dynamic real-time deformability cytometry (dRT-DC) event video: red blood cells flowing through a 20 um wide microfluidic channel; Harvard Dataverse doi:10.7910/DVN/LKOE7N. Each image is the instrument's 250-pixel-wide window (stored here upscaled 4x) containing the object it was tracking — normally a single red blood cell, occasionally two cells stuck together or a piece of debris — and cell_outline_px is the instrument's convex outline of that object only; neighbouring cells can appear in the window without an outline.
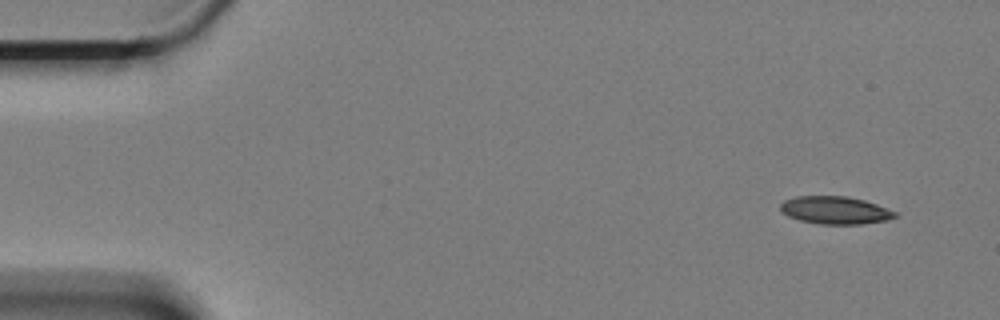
{"species": "Egyptian fruit bat (a non-hibernating species)", "species_latin": "Rousettus aegyptiacus", "temperature_condition": "cold", "stored_images_in_passage": 57, "camera_frame_rate_fps": 3000, "um_per_image_px": 0.085, "animal": {"sex": "female"}, "frame": {"image": 1, "passage_image": 1, "time_ms": 0.0, "image_size_px": [1000, 320], "cell_outline_px": [[896, 216], [888, 220], [860, 224], [820, 224], [800, 220], [788, 216], [780, 212], [780, 204], [784, 200], [796, 196], [848, 196], [864, 200], [876, 204], [896, 212]], "centroid_in_image_um": [70.95, 17.86], "position_along_channel_um": 14.0, "area_um2": 18.5}}
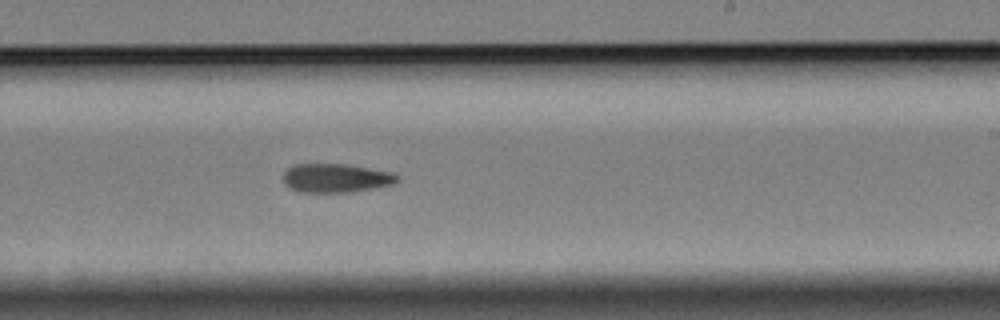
{"frame": {"image": 2, "passage_image": 33, "time_ms": 10.667, "image_size_px": [1000, 320], "cell_outline_px": [[400, 180], [396, 184], [348, 192], [300, 192], [288, 188], [284, 184], [284, 172], [288, 168], [296, 164], [348, 164], [396, 172], [400, 176]], "centroid_in_image_um": [28.62, 15.13], "position_along_channel_um": 260.4, "area_um2": 19.48}}
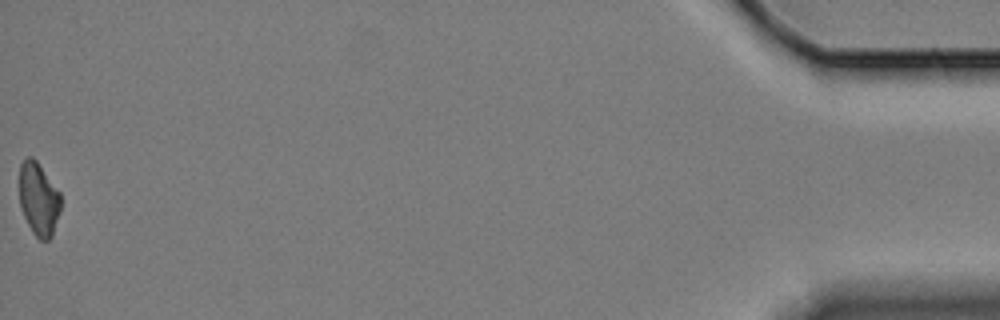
{"frame": {"image": 3, "passage_image": 57, "time_ms": 18.667, "image_size_px": [1000, 320], "cell_outline_px": [[60, 212], [52, 236], [48, 240], [40, 240], [32, 232], [20, 208], [20, 164], [28, 156], [32, 156], [36, 160], [60, 192]], "centroid_in_image_um": [3.29, 16.93], "position_along_channel_um": 431.9, "area_um2": 17.57}}